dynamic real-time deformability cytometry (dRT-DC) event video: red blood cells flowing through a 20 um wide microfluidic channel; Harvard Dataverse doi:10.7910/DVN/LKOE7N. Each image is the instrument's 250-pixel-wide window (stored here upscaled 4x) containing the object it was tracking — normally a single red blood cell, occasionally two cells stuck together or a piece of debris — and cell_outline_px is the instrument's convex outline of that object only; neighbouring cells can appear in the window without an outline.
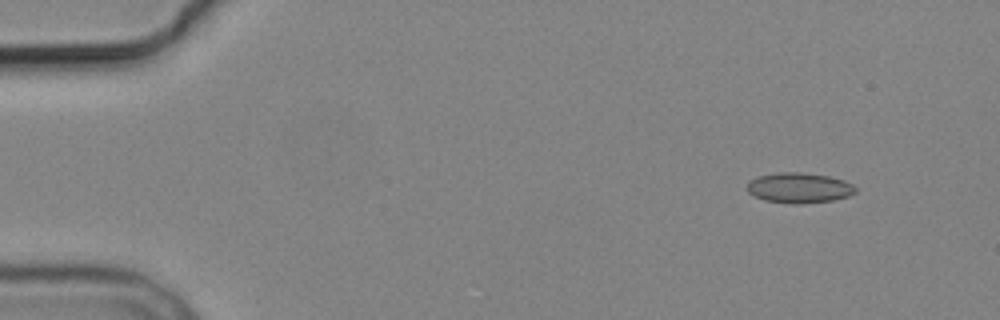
{"species": "common noctule bat (a hibernating species)", "species_latin": "Nyctalus noctula", "temperature_condition": "cold", "stored_images_in_passage": 4, "camera_frame_rate_fps": 3000, "um_per_image_px": 0.085, "animal": {"sex": "male", "body_mass_g": 19.2, "forearm_length_mm": 51.8}, "frame": {"image": 1, "passage_image": 1, "time_ms": 0.0, "image_size_px": [1000, 320], "cell_outline_px": [[856, 192], [848, 196], [832, 200], [800, 204], [792, 204], [764, 200], [748, 192], [748, 180], [760, 176], [776, 172], [800, 172], [828, 176], [844, 180], [852, 184], [856, 188]], "centroid_in_image_um": [67.93, 15.96], "position_along_channel_um": 17.1, "area_um2": 19.07}}